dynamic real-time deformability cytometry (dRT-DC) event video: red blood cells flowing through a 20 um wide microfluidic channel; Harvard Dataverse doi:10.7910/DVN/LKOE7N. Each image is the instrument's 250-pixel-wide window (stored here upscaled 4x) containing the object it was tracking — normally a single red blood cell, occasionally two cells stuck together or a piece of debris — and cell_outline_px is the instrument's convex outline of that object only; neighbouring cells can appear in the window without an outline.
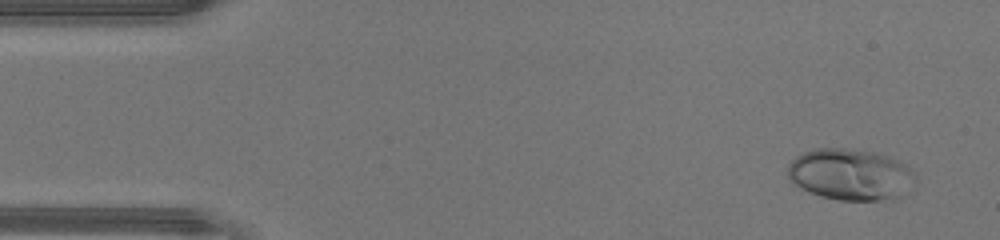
{"species": "human", "species_latin": "Homo sapiens", "temperature_condition": "warm", "stored_images_in_passage": 44, "camera_frame_rate_fps": 3000, "um_per_image_px": 0.085, "donor": {"sex": "male"}, "frame": {"image": 1, "passage_image": 3, "time_ms": 0.667, "image_size_px": [1000, 240], "cell_outline_px": [[916, 176], [900, 196], [896, 200], [840, 200], [820, 196], [800, 188], [788, 176], [788, 164], [796, 156], [804, 152], [816, 148], [844, 148], [876, 152], [900, 160], [908, 164]], "centroid_in_image_um": [72.29, 14.82], "position_along_channel_um": 12.7, "area_um2": 38.26}}
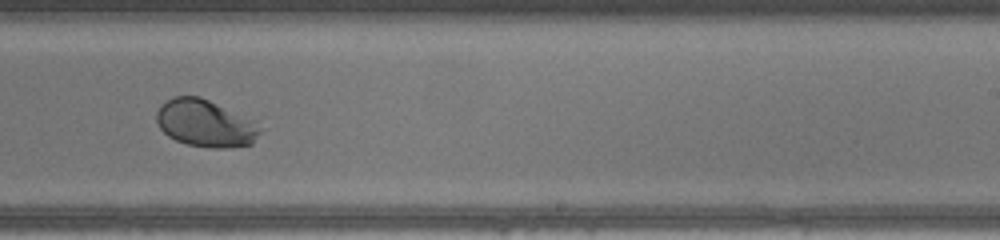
{"frame": {"image": 2, "passage_image": 27, "time_ms": 8.667, "image_size_px": [1000, 240], "cell_outline_px": [[260, 132], [252, 144], [224, 148], [212, 148], [188, 144], [176, 140], [168, 136], [160, 128], [156, 120], [156, 112], [160, 104], [172, 96], [200, 96], [252, 120], [260, 128]], "centroid_in_image_um": [17.4, 10.48], "position_along_channel_um": 271.6, "area_um2": 28.21}}
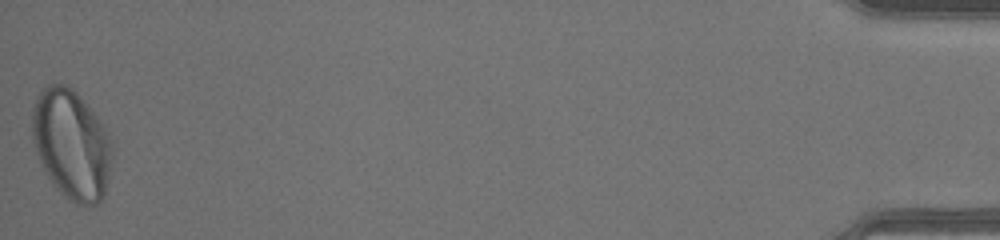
{"frame": {"image": 3, "passage_image": 44, "time_ms": 14.333, "image_size_px": [1000, 240], "cell_outline_px": [[112, 156], [104, 196], [96, 204], [76, 204], [68, 200], [52, 184], [36, 152], [32, 140], [32, 108], [36, 96], [48, 84], [64, 84], [72, 88], [80, 96], [96, 116], [108, 132], [112, 144]], "centroid_in_image_um": [6.06, 12.26], "position_along_channel_um": 429.1, "area_um2": 50.98}}